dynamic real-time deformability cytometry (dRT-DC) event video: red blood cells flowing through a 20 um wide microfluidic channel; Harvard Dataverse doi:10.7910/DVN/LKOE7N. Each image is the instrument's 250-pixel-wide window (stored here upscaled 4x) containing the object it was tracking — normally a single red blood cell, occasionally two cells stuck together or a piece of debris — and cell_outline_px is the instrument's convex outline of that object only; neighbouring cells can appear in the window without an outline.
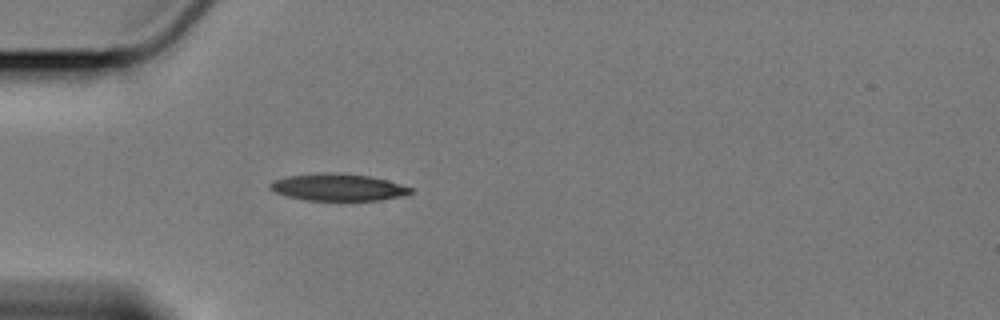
{"species": "Egyptian fruit bat (a non-hibernating species)", "species_latin": "Rousettus aegyptiacus", "temperature_condition": "cold", "stored_images_in_passage": 12, "camera_frame_rate_fps": 3000, "um_per_image_px": 0.085, "animal": {"sex": "female"}, "frame": {"image": 1, "passage_image": 9, "time_ms": 2.667, "image_size_px": [1000, 320], "cell_outline_px": [[412, 192], [404, 196], [380, 200], [308, 200], [288, 196], [276, 192], [268, 188], [268, 184], [272, 180], [288, 176], [316, 172], [336, 172], [372, 176], [388, 180], [412, 188]], "centroid_in_image_um": [28.72, 15.9], "position_along_channel_um": 56.3, "area_um2": 22.37}}